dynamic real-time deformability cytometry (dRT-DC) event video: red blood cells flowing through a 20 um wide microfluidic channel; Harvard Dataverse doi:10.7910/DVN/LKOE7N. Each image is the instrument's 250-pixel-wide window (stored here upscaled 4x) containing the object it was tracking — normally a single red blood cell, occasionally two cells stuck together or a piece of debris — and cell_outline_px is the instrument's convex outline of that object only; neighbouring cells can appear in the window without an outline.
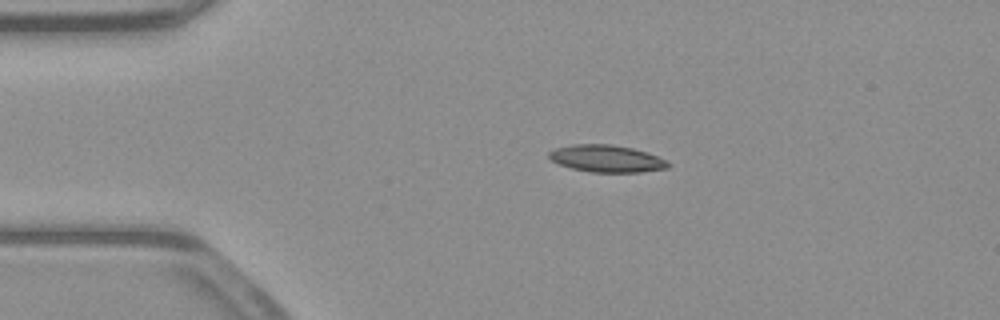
{"species": "common noctule bat (a hibernating species)", "species_latin": "Nyctalus noctula", "temperature_condition": "warm", "stored_images_in_passage": 43, "camera_frame_rate_fps": 3000, "um_per_image_px": 0.085, "animal": {"sex": "male", "body_mass_g": 23.1, "forearm_length_mm": 52.7}, "frame": {"image": 1, "passage_image": 2, "time_ms": 0.333, "image_size_px": [1000, 320], "cell_outline_px": [[672, 164], [668, 168], [640, 172], [592, 172], [572, 168], [560, 164], [552, 160], [548, 156], [548, 152], [556, 148], [572, 144], [612, 144], [632, 148], [648, 152], [668, 160]], "centroid_in_image_um": [51.61, 13.47], "position_along_channel_um": 33.4, "area_um2": 18.9}}
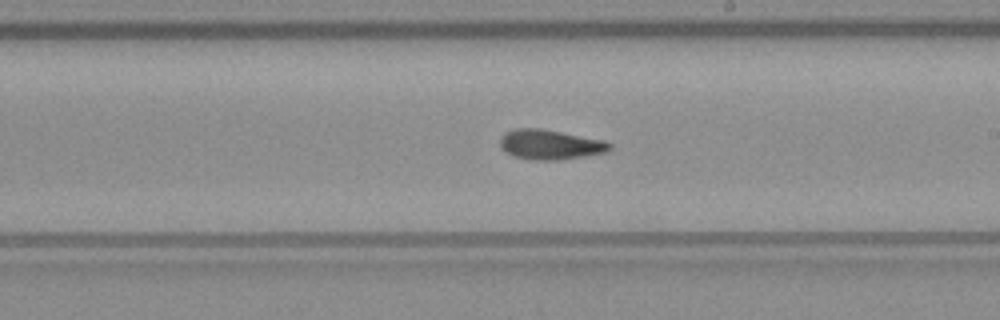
{"frame": {"image": 2, "passage_image": 21, "time_ms": 6.667, "image_size_px": [1000, 320], "cell_outline_px": [[612, 148], [608, 152], [584, 156], [556, 160], [532, 160], [512, 156], [500, 148], [500, 136], [504, 132], [516, 128], [540, 128], [604, 140], [612, 144]], "centroid_in_image_um": [46.74, 12.29], "position_along_channel_um": 242.3, "area_um2": 19.25}}
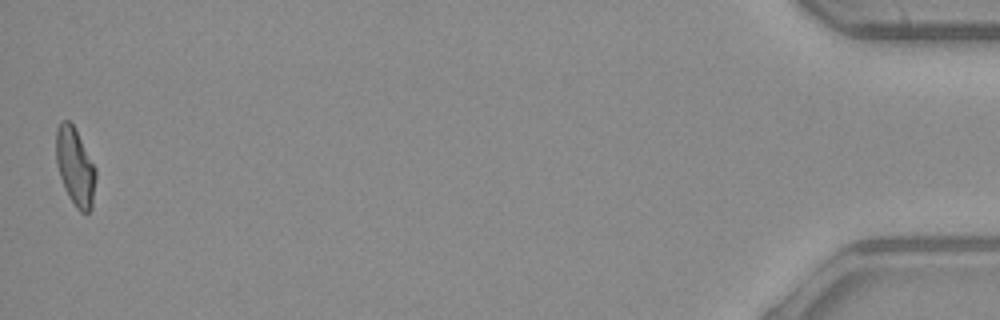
{"frame": {"image": 3, "passage_image": 43, "time_ms": 14.0, "image_size_px": [1000, 320], "cell_outline_px": [[96, 176], [92, 208], [88, 212], [80, 212], [76, 208], [68, 196], [64, 188], [56, 164], [56, 128], [60, 120], [68, 120], [72, 124], [96, 168]], "centroid_in_image_um": [6.38, 14.19], "position_along_channel_um": 428.8, "area_um2": 17.98}, "authors_computed_cell_mechanics": {"area_um2": 18.5538, "velocity_mm_per_s": 3.9515, "shape_relaxation_time_tau1_ms": 7.9423, "shape_relaxation_time_tau2_ms": 2.9732, "deformation_change_tau1": 0.2264, "deformation_change_tau2": 0.1151}}